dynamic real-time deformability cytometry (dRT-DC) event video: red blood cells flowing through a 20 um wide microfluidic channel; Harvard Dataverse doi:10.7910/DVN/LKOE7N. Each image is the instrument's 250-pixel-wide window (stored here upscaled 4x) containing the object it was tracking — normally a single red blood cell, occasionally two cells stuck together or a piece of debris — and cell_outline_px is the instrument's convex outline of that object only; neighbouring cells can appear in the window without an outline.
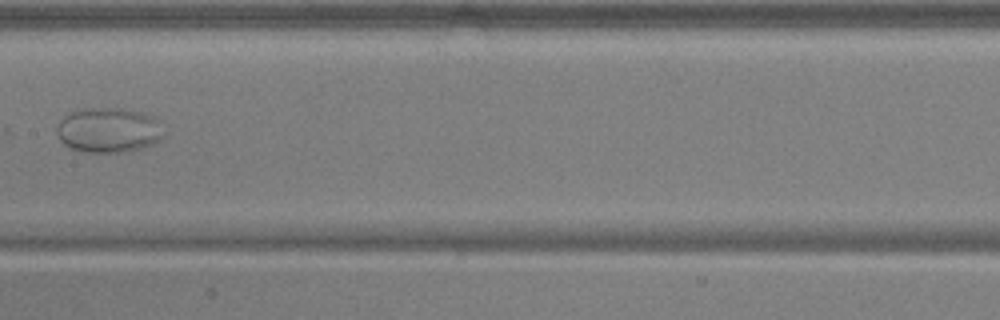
{"species": "common noctule bat (a hibernating species)", "species_latin": "Nyctalus noctula", "temperature_condition": "warm", "stored_images_in_passage": 8, "camera_frame_rate_fps": 3000, "um_per_image_px": 0.085, "animal": {"sex": "male", "body_mass_g": 17.9, "forearm_length_mm": 54.2}, "frame": {"image": 1, "passage_image": 8, "time_ms": 2.333, "image_size_px": [1000, 320], "cell_outline_px": [[164, 136], [160, 140], [144, 148], [120, 152], [84, 152], [68, 148], [60, 140], [56, 132], [56, 128], [60, 120], [64, 116], [72, 112], [88, 108], [120, 108], [140, 112], [152, 116], [156, 120]], "centroid_in_image_um": [9.19, 11.07], "position_along_channel_um": 198.2, "area_um2": 27.92}}